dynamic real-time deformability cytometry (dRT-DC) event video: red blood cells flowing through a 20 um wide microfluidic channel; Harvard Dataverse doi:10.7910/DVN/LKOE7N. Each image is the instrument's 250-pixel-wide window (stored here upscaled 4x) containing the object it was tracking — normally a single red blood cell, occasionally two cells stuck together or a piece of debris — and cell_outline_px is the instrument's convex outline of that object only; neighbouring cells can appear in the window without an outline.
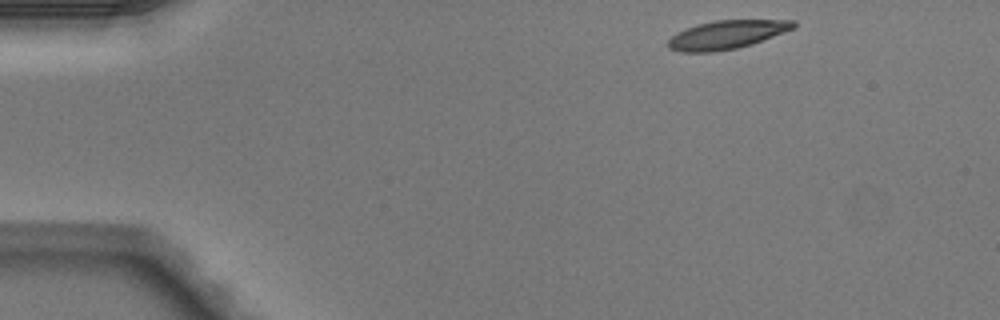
{"species": "Egyptian fruit bat (a non-hibernating species)", "species_latin": "Rousettus aegyptiacus", "temperature_condition": "warm", "stored_images_in_passage": 44, "camera_frame_rate_fps": 3000, "um_per_image_px": 0.085, "animal": {"sex": "male"}, "frame": {"image": 1, "passage_image": 1, "time_ms": 0.0, "image_size_px": [1000, 320], "cell_outline_px": [[796, 28], [752, 44], [736, 48], [712, 52], [680, 52], [668, 48], [668, 40], [672, 36], [696, 24], [716, 20], [796, 20]], "centroid_in_image_um": [61.81, 2.95], "position_along_channel_um": 23.2, "area_um2": 20.75}}
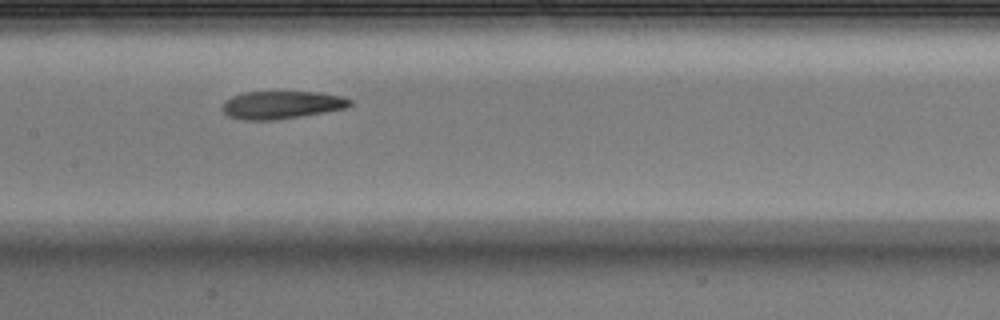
{"frame": {"image": 2, "passage_image": 19, "time_ms": 6.0, "image_size_px": [1000, 320], "cell_outline_px": [[352, 104], [348, 108], [276, 120], [244, 120], [228, 116], [220, 108], [224, 100], [232, 96], [244, 92], [316, 92], [340, 96], [352, 100]], "centroid_in_image_um": [23.9, 8.92], "position_along_channel_um": 183.5, "area_um2": 20.75}}
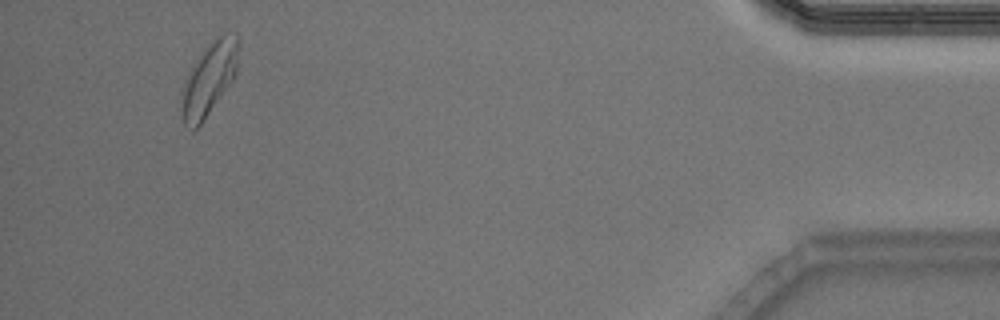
{"frame": {"image": 3, "passage_image": 41, "time_ms": 13.333, "image_size_px": [1000, 320], "cell_outline_px": [[240, 44], [236, 72], [232, 80], [200, 124], [192, 132], [184, 124], [180, 108], [180, 92], [192, 64], [200, 52], [208, 44], [224, 32], [236, 36], [240, 40]], "centroid_in_image_um": [17.74, 6.69], "position_along_channel_um": 417.5, "area_um2": 24.28}, "authors_computed_cell_mechanics": {"area_um2": 21.2993, "velocity_mm_per_s": 4.1011, "shape_relaxation_time_tau1_ms": 5.3498, "shape_relaxation_time_tau2_ms": 2.0858, "deformation_change_tau1": 0.1922, "deformation_change_tau2": 0.0868}}